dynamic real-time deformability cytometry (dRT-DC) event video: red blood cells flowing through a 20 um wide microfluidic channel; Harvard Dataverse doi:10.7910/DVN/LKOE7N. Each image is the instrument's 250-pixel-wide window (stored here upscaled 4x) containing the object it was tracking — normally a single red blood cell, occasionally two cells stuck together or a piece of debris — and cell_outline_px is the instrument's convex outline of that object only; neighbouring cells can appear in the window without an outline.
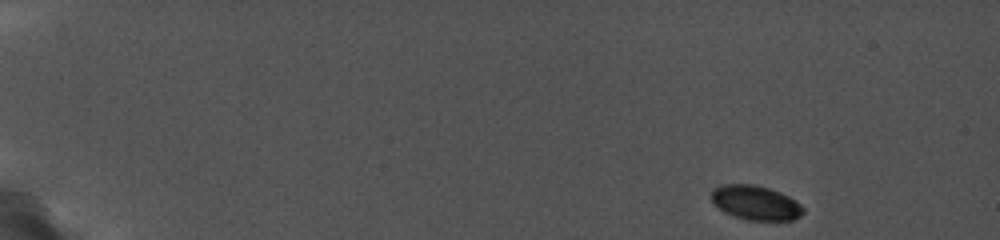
{"species": "common noctule bat (a hibernating species)", "species_latin": "Nyctalus noctula", "temperature_condition": "cold", "stored_images_in_passage": 64, "camera_frame_rate_fps": 5000, "um_per_image_px": 0.085, "animal": {"sex": "female", "body_mass_g": 19.0, "forearm_length_mm": 56.7}, "frame": {"image": 1, "passage_image": 1, "time_ms": 0.0, "image_size_px": [1000, 240], "cell_outline_px": [[804, 212], [800, 216], [792, 220], [744, 220], [732, 216], [724, 212], [712, 200], [712, 188], [720, 184], [756, 184], [780, 192], [796, 200], [804, 208]], "centroid_in_image_um": [64.23, 17.23], "position_along_channel_um": 20.8, "area_um2": 18.55}}
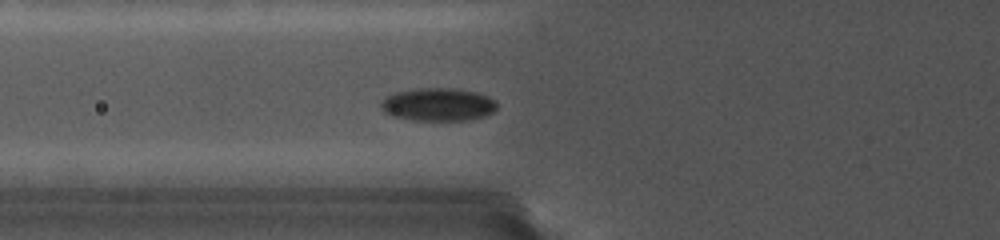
{"frame": {"image": 2, "passage_image": 26, "time_ms": 5.8, "image_size_px": [1000, 240], "cell_outline_px": [[496, 108], [492, 112], [484, 116], [468, 120], [412, 120], [392, 116], [384, 112], [380, 108], [380, 104], [388, 96], [396, 92], [440, 88], [472, 92], [488, 96], [496, 100]], "centroid_in_image_um": [37.24, 8.92], "position_along_channel_um": 88.6, "area_um2": 21.62}}
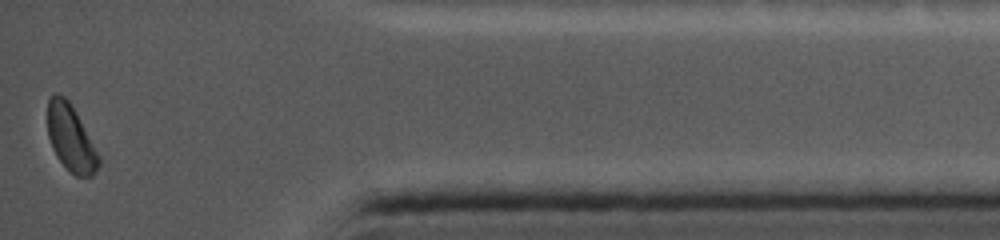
{"frame": {"image": 3, "passage_image": 64, "time_ms": 15.4, "image_size_px": [1000, 240], "cell_outline_px": [[100, 164], [92, 176], [76, 176], [56, 156], [52, 148], [48, 136], [48, 100], [56, 92], [64, 96], [68, 100], [100, 156]], "centroid_in_image_um": [6.01, 11.75], "position_along_channel_um": 429.2, "area_um2": 19.25}, "authors_computed_cell_mechanics": {"area_um2": 20.7213, "velocity_mm_per_s": 3.7358, "shape_relaxation_time_tau1_ms": 2.714, "shape_relaxation_time_tau2_ms": null, "deformation_change_tau1": 0.0473, "deformation_change_tau2": null}}